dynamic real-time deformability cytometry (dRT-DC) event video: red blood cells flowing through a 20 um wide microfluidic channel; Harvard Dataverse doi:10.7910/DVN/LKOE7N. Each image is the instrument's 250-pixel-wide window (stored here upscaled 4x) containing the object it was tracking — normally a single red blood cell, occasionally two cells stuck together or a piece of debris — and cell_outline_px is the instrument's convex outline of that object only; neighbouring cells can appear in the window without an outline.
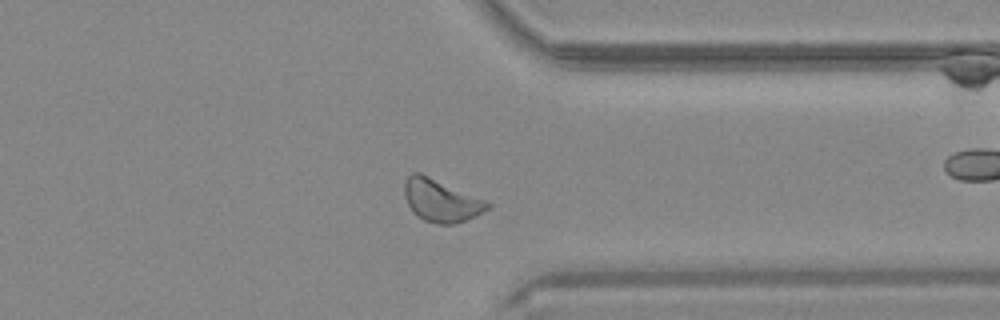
{"species": "common noctule bat (a hibernating species)", "species_latin": "Nyctalus noctula", "temperature_condition": "warm", "stored_images_in_passage": 41, "camera_frame_rate_fps": 3000, "um_per_image_px": 0.085, "animal": {"sex": "male", "body_mass_g": 20.4}, "frame": {"image": 1, "passage_image": 30, "time_ms": 9.667, "image_size_px": [1000, 320], "cell_outline_px": [[492, 208], [476, 216], [452, 224], [436, 224], [424, 220], [412, 212], [404, 196], [404, 180], [412, 172], [420, 172], [484, 200], [492, 204]], "centroid_in_image_um": [37.47, 17.04], "position_along_channel_um": 373.9, "area_um2": 20.52}}